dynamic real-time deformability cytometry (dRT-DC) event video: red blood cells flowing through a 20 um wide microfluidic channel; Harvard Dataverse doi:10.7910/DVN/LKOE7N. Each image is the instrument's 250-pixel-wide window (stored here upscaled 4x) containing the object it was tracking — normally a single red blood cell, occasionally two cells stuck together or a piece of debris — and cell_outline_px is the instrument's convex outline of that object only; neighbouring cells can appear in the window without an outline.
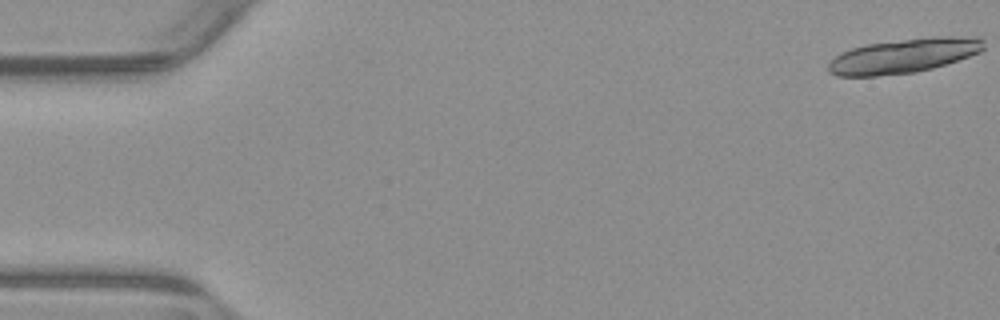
{"species": "common noctule bat (a hibernating species)", "species_latin": "Nyctalus noctula", "temperature_condition": "warm", "stored_images_in_passage": 16, "camera_frame_rate_fps": 3000, "um_per_image_px": 0.085, "animal": {"sex": "male", "body_mass_g": 23.1, "forearm_length_mm": 52.7}, "frame": {"image": 1, "passage_image": 1, "time_ms": 0.0, "image_size_px": [1000, 320], "cell_outline_px": [[984, 48], [980, 52], [932, 68], [916, 72], [876, 76], [836, 76], [828, 72], [828, 64], [840, 52], [852, 48], [868, 44], [940, 36], [952, 36], [984, 40]], "centroid_in_image_um": [76.74, 4.76], "position_along_channel_um": 8.3, "area_um2": 30.58}}